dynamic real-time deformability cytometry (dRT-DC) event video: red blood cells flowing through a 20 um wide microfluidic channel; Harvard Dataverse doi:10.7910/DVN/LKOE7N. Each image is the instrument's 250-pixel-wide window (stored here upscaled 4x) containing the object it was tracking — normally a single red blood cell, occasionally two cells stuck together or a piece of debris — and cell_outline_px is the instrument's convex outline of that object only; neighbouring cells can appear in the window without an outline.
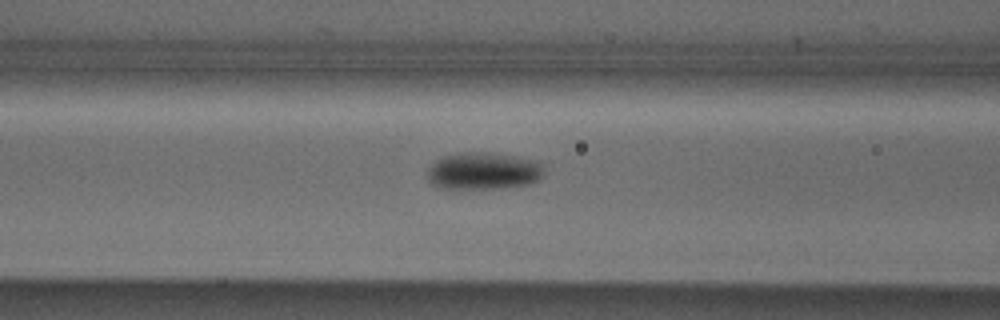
{"species": "Egyptian fruit bat (a non-hibernating species)", "species_latin": "Rousettus aegyptiacus", "temperature_condition": "cold", "stored_images_in_passage": 32, "camera_frame_rate_fps": 3000, "um_per_image_px": 0.085, "animal": {"sex": "male"}, "frame": {"image": 1, "passage_image": 7, "time_ms": 2.0, "image_size_px": [1000, 320], "cell_outline_px": [[544, 176], [540, 180], [528, 184], [508, 188], [452, 192], [436, 188], [428, 180], [428, 168], [436, 160], [444, 156], [460, 152], [484, 152], [516, 156], [540, 160], [544, 164]], "centroid_in_image_um": [41.09, 14.59], "position_along_channel_um": 125.5, "area_um2": 26.82}}
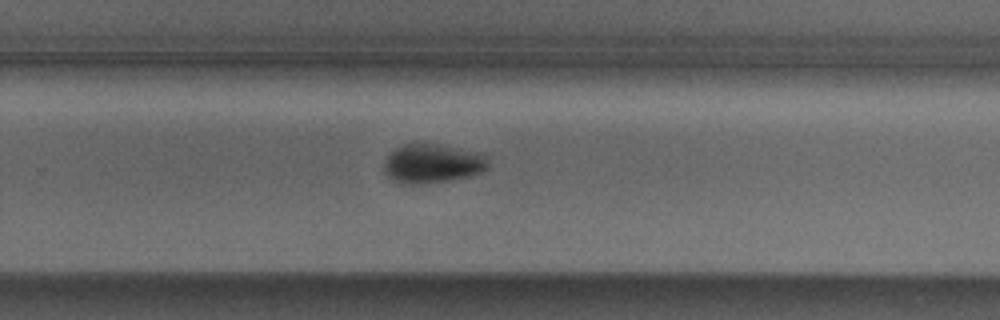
{"frame": {"image": 2, "passage_image": 20, "time_ms": 6.333, "image_size_px": [1000, 320], "cell_outline_px": [[488, 168], [480, 172], [468, 176], [452, 180], [420, 184], [400, 184], [392, 180], [384, 172], [384, 164], [388, 156], [396, 148], [404, 144], [440, 144], [484, 156], [488, 160]], "centroid_in_image_um": [36.69, 13.93], "position_along_channel_um": 293.1, "area_um2": 23.29}}
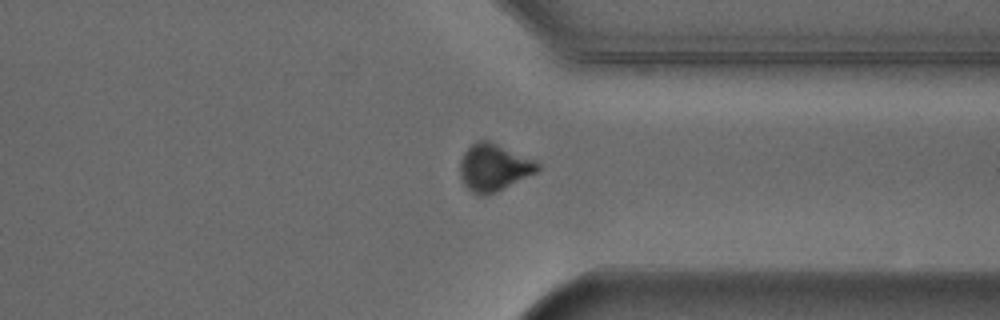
{"frame": {"image": 3, "passage_image": 26, "time_ms": 8.333, "image_size_px": [1000, 320], "cell_outline_px": [[540, 168], [536, 172], [496, 192], [484, 196], [472, 192], [464, 184], [460, 176], [460, 160], [464, 152], [476, 140], [488, 140], [532, 160], [540, 164]], "centroid_in_image_um": [41.93, 14.24], "position_along_channel_um": 369.5, "area_um2": 20.87}, "authors_computed_cell_mechanics": {"area_um2": 23.4957, "velocity_mm_per_s": 3.8846, "shape_relaxation_time_tau1_ms": 2.1129, "shape_relaxation_time_tau2_ms": null, "deformation_change_tau1": 0.0974, "deformation_change_tau2": null}}